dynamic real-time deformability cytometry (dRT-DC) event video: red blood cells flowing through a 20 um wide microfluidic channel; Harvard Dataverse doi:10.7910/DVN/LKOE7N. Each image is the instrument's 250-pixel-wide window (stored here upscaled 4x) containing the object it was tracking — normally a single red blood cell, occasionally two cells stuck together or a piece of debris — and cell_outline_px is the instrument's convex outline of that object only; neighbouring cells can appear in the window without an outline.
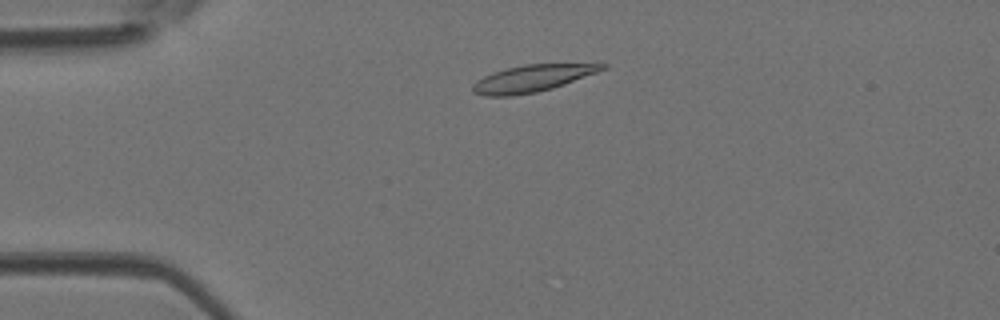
{"species": "Egyptian fruit bat (a non-hibernating species)", "species_latin": "Rousettus aegyptiacus", "temperature_condition": "room temperature", "stored_images_in_passage": 20, "camera_frame_rate_fps": 3000, "um_per_image_px": 0.085, "animal": {"sex": "female"}, "frame": {"image": 1, "passage_image": 7, "time_ms": 2.0, "image_size_px": [1000, 320], "cell_outline_px": [[608, 68], [564, 84], [552, 88], [536, 92], [512, 96], [484, 96], [472, 92], [472, 84], [476, 80], [492, 72], [504, 68], [524, 64], [608, 64]], "centroid_in_image_um": [45.18, 6.66], "position_along_channel_um": 39.8, "area_um2": 20.29}}
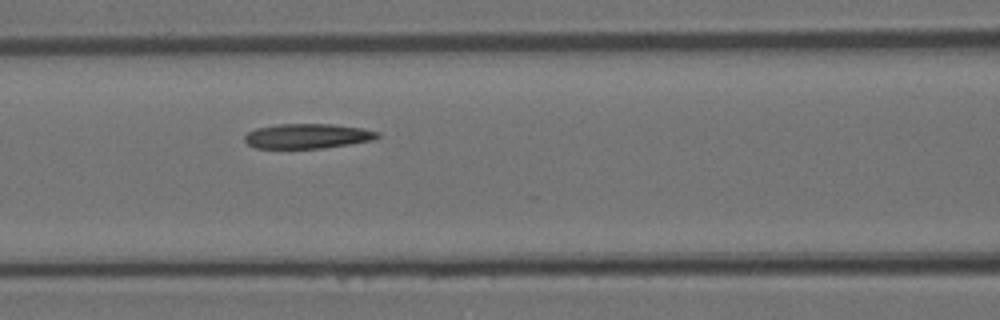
{"frame": {"image": 2, "passage_image": 16, "time_ms": 5.0, "image_size_px": [1000, 320], "cell_outline_px": [[380, 136], [376, 140], [324, 148], [256, 148], [248, 144], [244, 140], [244, 136], [248, 132], [256, 128], [276, 124], [332, 124], [360, 128], [380, 132]], "centroid_in_image_um": [26.15, 11.57], "position_along_channel_um": 140.4, "area_um2": 19.31}}
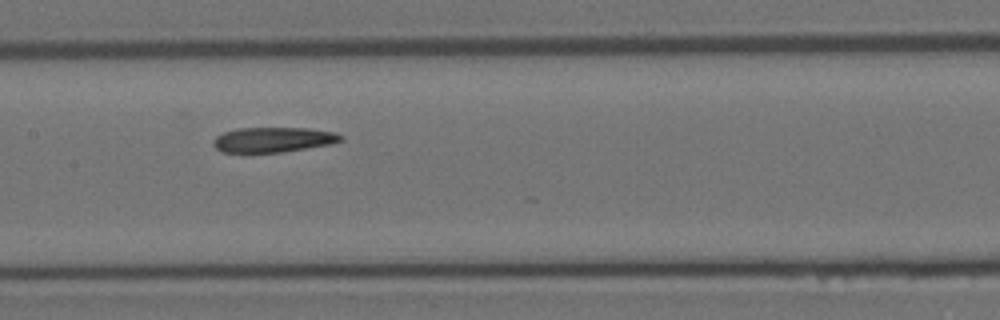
{"frame": {"image": 3, "passage_image": 19, "time_ms": 6.0, "image_size_px": [1000, 320], "cell_outline_px": [[344, 140], [328, 144], [284, 152], [220, 152], [212, 144], [212, 140], [216, 136], [224, 132], [236, 128], [308, 128], [336, 132], [344, 136]], "centroid_in_image_um": [23.21, 11.86], "position_along_channel_um": 184.2, "area_um2": 18.67}}